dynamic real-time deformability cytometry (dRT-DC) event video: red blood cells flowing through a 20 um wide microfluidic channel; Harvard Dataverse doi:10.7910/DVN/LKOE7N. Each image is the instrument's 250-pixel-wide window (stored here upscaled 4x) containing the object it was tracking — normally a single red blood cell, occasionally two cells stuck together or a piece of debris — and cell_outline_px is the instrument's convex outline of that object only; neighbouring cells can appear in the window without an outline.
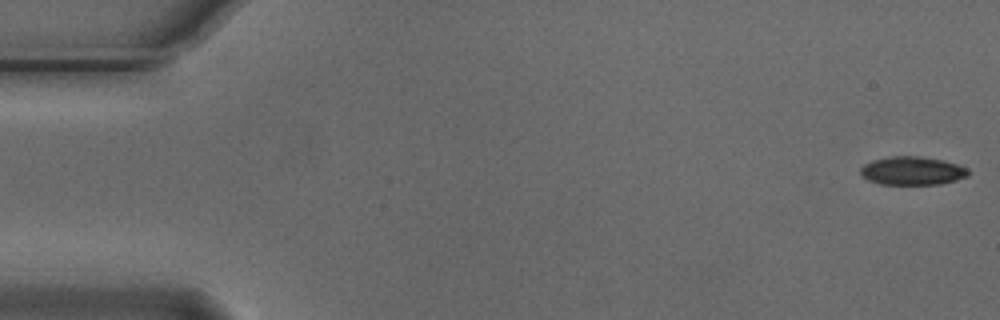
{"species": "Egyptian fruit bat (a non-hibernating species)", "species_latin": "Rousettus aegyptiacus", "temperature_condition": "cold", "stored_images_in_passage": 5, "camera_frame_rate_fps": 3000, "um_per_image_px": 0.085, "animal": {"sex": "male"}, "frame": {"image": 1, "passage_image": 1, "time_ms": 0.0, "image_size_px": [1000, 320], "cell_outline_px": [[968, 176], [956, 180], [940, 184], [880, 184], [868, 180], [860, 172], [860, 168], [864, 164], [872, 160], [892, 156], [920, 156], [944, 160], [968, 168]], "centroid_in_image_um": [77.55, 14.51], "position_along_channel_um": 7.5, "area_um2": 17.8}}
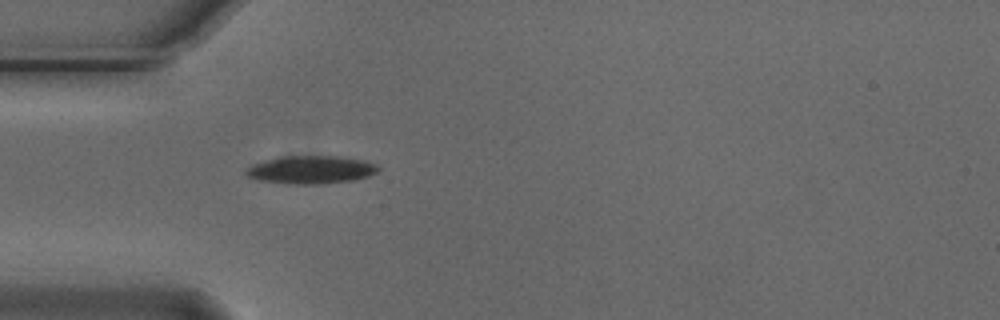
{"frame": {"image": 2, "passage_image": 5, "time_ms": 1.333, "image_size_px": [1000, 320], "cell_outline_px": [[380, 168], [376, 172], [368, 176], [352, 180], [324, 184], [288, 184], [256, 180], [248, 176], [244, 172], [252, 164], [280, 156], [340, 156], [364, 160], [376, 164]], "centroid_in_image_um": [26.42, 14.43], "position_along_channel_um": 58.6, "area_um2": 21.68}}